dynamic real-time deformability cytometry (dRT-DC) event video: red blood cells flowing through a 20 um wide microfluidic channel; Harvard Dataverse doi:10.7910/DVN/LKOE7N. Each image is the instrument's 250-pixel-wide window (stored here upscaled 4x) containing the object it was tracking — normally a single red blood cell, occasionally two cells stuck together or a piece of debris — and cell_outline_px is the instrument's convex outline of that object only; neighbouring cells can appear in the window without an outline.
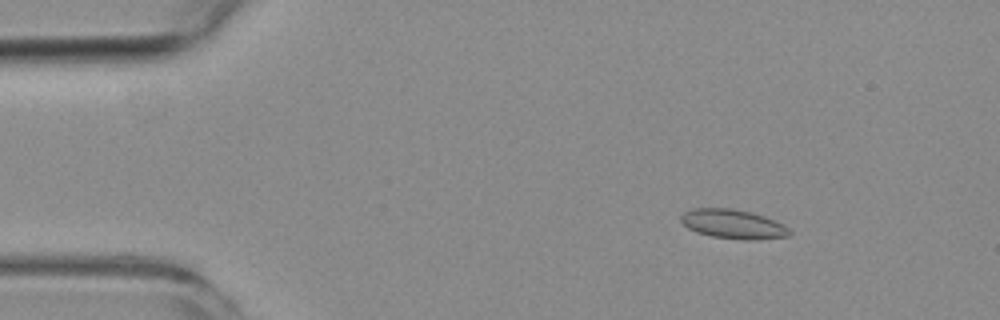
{"species": "common noctule bat (a hibernating species)", "species_latin": "Nyctalus noctula", "temperature_condition": "room temperature", "stored_images_in_passage": 6, "camera_frame_rate_fps": 3000, "um_per_image_px": 0.085, "animal": {"sex": "female", "body_mass_g": 19.3, "forearm_length_mm": 54.1}, "frame": {"image": 1, "passage_image": 3, "time_ms": 2.333, "image_size_px": [1000, 320], "cell_outline_px": [[792, 236], [756, 240], [744, 240], [712, 236], [696, 232], [688, 228], [680, 220], [680, 216], [684, 212], [692, 208], [732, 208], [752, 212], [764, 216], [788, 228], [792, 232]], "centroid_in_image_um": [62.31, 19.05], "position_along_channel_um": 22.7, "area_um2": 18.55}}